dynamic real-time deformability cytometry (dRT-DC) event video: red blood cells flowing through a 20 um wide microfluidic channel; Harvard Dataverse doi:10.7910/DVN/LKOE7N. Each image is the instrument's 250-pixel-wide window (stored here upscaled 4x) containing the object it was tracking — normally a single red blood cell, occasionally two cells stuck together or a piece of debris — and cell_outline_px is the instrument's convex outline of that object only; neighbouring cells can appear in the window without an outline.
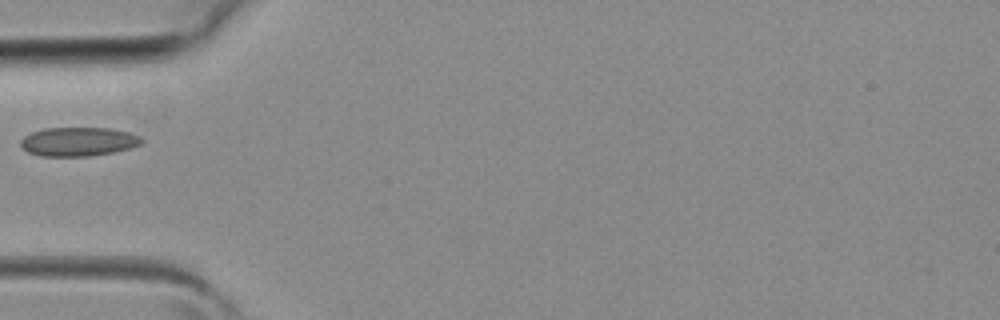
{"species": "common noctule bat (a hibernating species)", "species_latin": "Nyctalus noctula", "temperature_condition": "room temperature", "stored_images_in_passage": 1, "camera_frame_rate_fps": 3000, "um_per_image_px": 0.085, "animal": {"sex": "female", "body_mass_g": 19.3, "forearm_length_mm": 54.1}, "frame": {"image": 1, "passage_image": 1, "time_ms": 0.0, "image_size_px": [1000, 320], "cell_outline_px": [[144, 140], [140, 144], [128, 148], [112, 152], [88, 156], [40, 156], [28, 152], [20, 144], [20, 140], [24, 136], [32, 132], [44, 128], [112, 128], [128, 132], [140, 136]], "centroid_in_image_um": [6.64, 12.03], "position_along_channel_um": 78.4, "area_um2": 20.29}}